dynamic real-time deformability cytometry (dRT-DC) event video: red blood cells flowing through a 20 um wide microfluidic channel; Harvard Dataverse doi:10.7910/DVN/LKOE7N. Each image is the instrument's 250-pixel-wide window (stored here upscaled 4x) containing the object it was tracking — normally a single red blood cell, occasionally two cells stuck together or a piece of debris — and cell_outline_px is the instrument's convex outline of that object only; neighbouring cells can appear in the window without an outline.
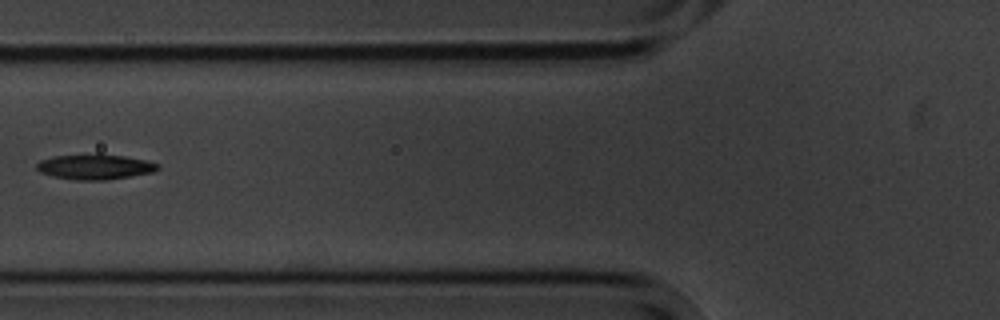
{"species": "common noctule bat (a hibernating species)", "species_latin": "Nyctalus noctula", "temperature_condition": "cold", "stored_images_in_passage": 7, "camera_frame_rate_fps": 3000, "um_per_image_px": 0.085, "animal": {"sex": "male", "body_mass_g": 20.1, "forearm_length_mm": 53.5}, "frame": {"image": 1, "passage_image": 5, "time_ms": 5.333, "image_size_px": [1000, 320], "cell_outline_px": [[160, 168], [152, 172], [104, 180], [76, 180], [52, 176], [40, 172], [36, 168], [36, 164], [40, 160], [52, 156], [96, 152], [124, 156], [148, 160], [160, 164]], "centroid_in_image_um": [8.05, 14.14], "position_along_channel_um": 117.8, "area_um2": 18.21}}
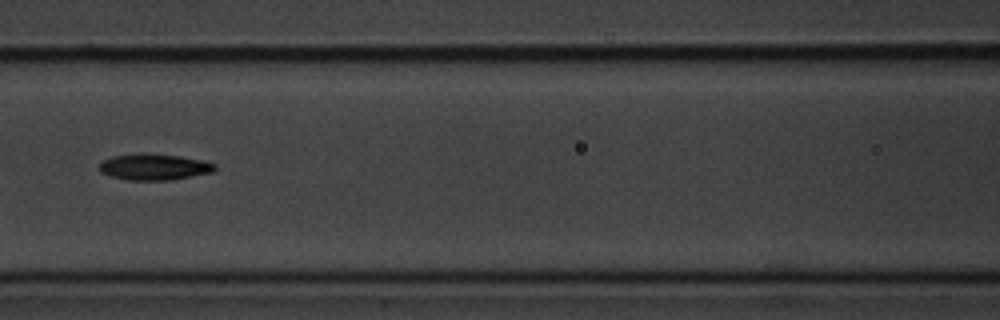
{"frame": {"image": 2, "passage_image": 6, "time_ms": 6.333, "image_size_px": [1000, 320], "cell_outline_px": [[216, 168], [212, 172], [168, 180], [128, 180], [112, 176], [100, 172], [100, 164], [104, 160], [112, 156], [136, 152], [144, 152], [180, 156], [200, 160], [216, 164]], "centroid_in_image_um": [13.07, 14.17], "position_along_channel_um": 153.5, "area_um2": 17.63}}
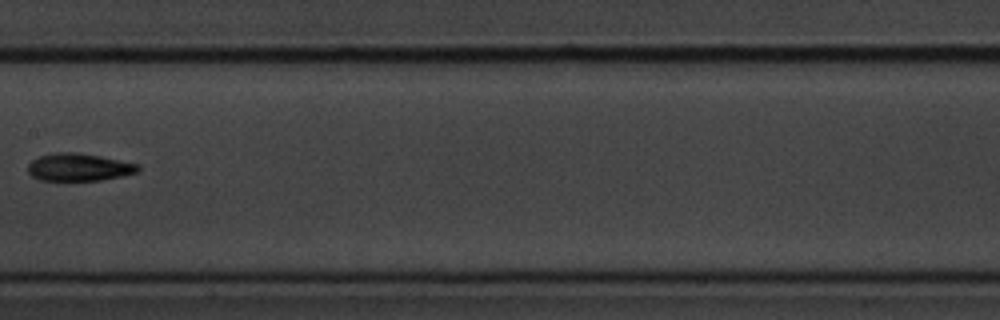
{"frame": {"image": 3, "passage_image": 7, "time_ms": 7.667, "image_size_px": [1000, 320], "cell_outline_px": [[140, 168], [136, 172], [120, 176], [100, 180], [40, 180], [32, 176], [28, 172], [28, 164], [32, 160], [40, 156], [52, 152], [76, 152], [100, 156], [140, 164]], "centroid_in_image_um": [6.68, 14.2], "position_along_channel_um": 200.7, "area_um2": 17.63}}